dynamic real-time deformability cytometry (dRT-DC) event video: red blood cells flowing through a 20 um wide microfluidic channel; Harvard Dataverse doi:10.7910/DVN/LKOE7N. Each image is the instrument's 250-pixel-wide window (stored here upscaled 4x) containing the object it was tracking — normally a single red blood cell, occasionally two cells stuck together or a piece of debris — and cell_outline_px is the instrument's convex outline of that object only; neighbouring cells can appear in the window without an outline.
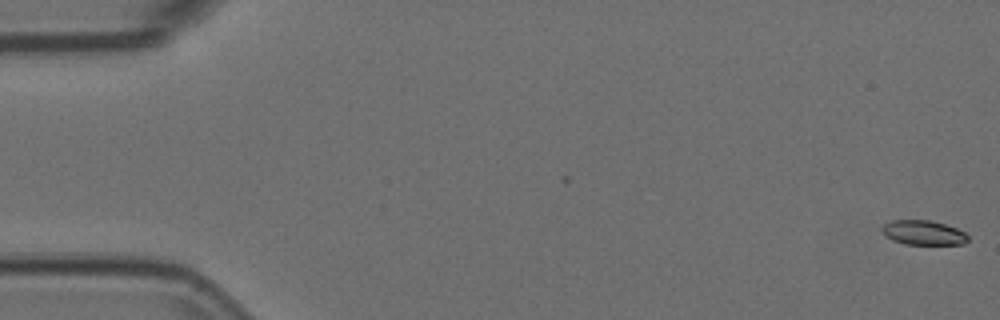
{"species": "Egyptian fruit bat (a non-hibernating species)", "species_latin": "Rousettus aegyptiacus", "temperature_condition": "room temperature", "stored_images_in_passage": 56, "segment_of_instrument_passage": [1, 2], "camera_frame_rate_fps": 3000, "um_per_image_px": 0.085, "animal": {"sex": "female"}, "frame": {"image": 1, "passage_image": 1, "time_ms": 0.0, "image_size_px": [1000, 320], "cell_outline_px": [[968, 240], [964, 244], [904, 244], [892, 240], [880, 228], [884, 224], [892, 220], [932, 220], [956, 228], [964, 232], [968, 236]], "centroid_in_image_um": [78.49, 19.77], "position_along_channel_um": 6.5, "area_um2": 12.2}}
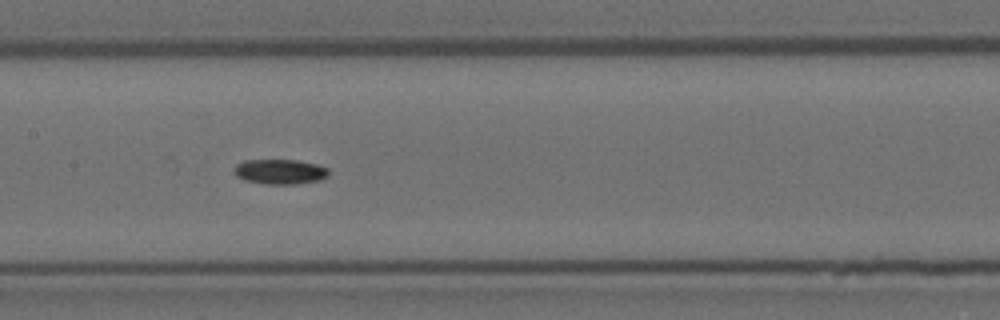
{"frame": {"image": 2, "passage_image": 27, "time_ms": 8.667, "image_size_px": [1000, 320], "cell_outline_px": [[328, 176], [320, 180], [296, 184], [268, 184], [244, 180], [236, 176], [236, 164], [244, 160], [296, 160], [316, 164], [328, 168]], "centroid_in_image_um": [23.82, 14.59], "position_along_channel_um": 183.6, "area_um2": 13.64}}
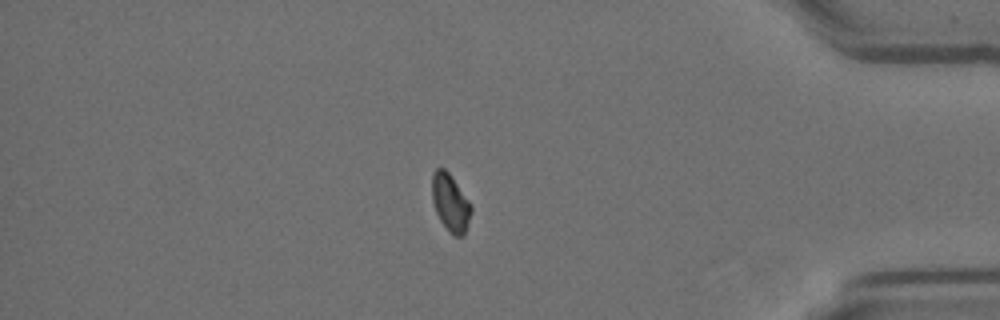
{"frame": {"image": 3, "passage_image": 47, "time_ms": 15.333, "image_size_px": [1000, 320], "cell_outline_px": [[472, 212], [464, 236], [452, 236], [448, 232], [440, 220], [436, 212], [432, 200], [432, 172], [436, 168], [444, 168], [448, 172], [472, 204]], "centroid_in_image_um": [38.29, 17.25], "position_along_channel_um": 396.9, "area_um2": 13.29}}